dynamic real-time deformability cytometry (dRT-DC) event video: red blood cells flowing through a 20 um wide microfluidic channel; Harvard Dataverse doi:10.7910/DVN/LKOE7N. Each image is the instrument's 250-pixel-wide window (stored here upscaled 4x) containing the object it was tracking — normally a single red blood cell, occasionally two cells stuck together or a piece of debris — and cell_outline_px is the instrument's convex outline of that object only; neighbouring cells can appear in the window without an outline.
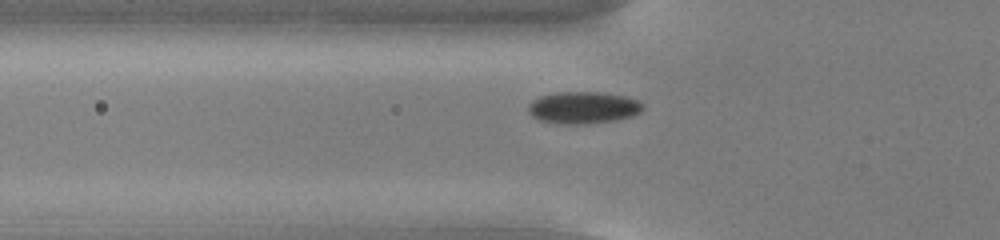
{"species": "common noctule bat (a hibernating species)", "species_latin": "Nyctalus noctula", "temperature_condition": "cold", "stored_images_in_passage": 34, "camera_frame_rate_fps": 3000, "um_per_image_px": 0.085, "animal": {"sex": "male", "body_mass_g": 13.0, "forearm_length_mm": 53.1}, "frame": {"image": 1, "passage_image": 6, "time_ms": 1.667, "image_size_px": [1000, 240], "cell_outline_px": [[644, 108], [640, 112], [632, 116], [616, 120], [588, 124], [564, 124], [540, 120], [532, 116], [528, 112], [528, 104], [532, 100], [540, 96], [556, 92], [596, 92], [624, 96], [640, 100], [644, 104]], "centroid_in_image_um": [49.58, 9.15], "position_along_channel_um": 76.2, "area_um2": 21.5}}
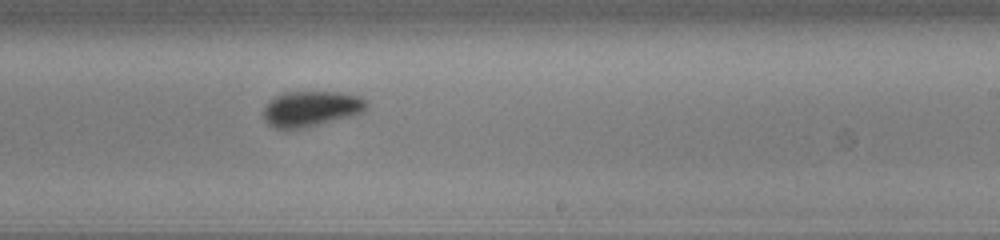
{"frame": {"image": 2, "passage_image": 21, "time_ms": 6.667, "image_size_px": [1000, 240], "cell_outline_px": [[368, 108], [364, 112], [352, 116], [304, 128], [276, 128], [268, 124], [264, 120], [264, 108], [268, 100], [284, 92], [340, 92], [360, 96], [368, 104]], "centroid_in_image_um": [26.46, 9.23], "position_along_channel_um": 262.5, "area_um2": 21.39}}
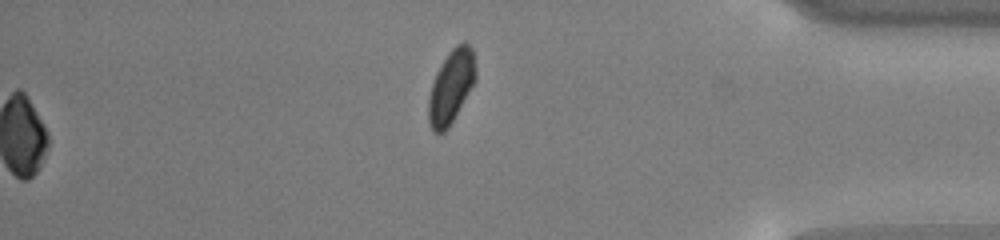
{"frame": {"image": 3, "passage_image": 34, "time_ms": 11.0, "image_size_px": [1000, 240], "cell_outline_px": [[476, 80], [448, 128], [444, 132], [432, 132], [428, 120], [428, 96], [436, 72], [448, 52], [456, 44], [464, 40], [472, 48], [476, 68]], "centroid_in_image_um": [38.34, 7.34], "position_along_channel_um": 396.9, "area_um2": 20.23}}